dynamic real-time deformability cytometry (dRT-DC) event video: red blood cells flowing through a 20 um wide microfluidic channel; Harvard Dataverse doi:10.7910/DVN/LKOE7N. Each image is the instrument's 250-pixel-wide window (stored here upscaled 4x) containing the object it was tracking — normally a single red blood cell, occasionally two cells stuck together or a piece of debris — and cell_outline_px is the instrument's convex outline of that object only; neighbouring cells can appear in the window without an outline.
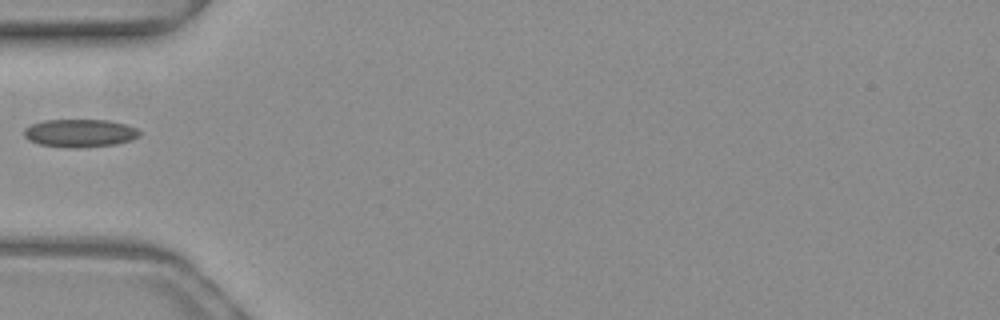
{"species": "common noctule bat (a hibernating species)", "species_latin": "Nyctalus noctula", "temperature_condition": "warm", "stored_images_in_passage": 35, "camera_frame_rate_fps": 3000, "um_per_image_px": 0.085, "animal": {"sex": "female", "body_mass_g": 19.3, "forearm_length_mm": 54.1}, "frame": {"image": 1, "passage_image": 1, "time_ms": 0.0, "image_size_px": [1000, 320], "cell_outline_px": [[140, 136], [132, 140], [116, 144], [76, 148], [68, 148], [40, 144], [28, 140], [24, 136], [24, 128], [32, 124], [44, 120], [108, 120], [128, 124], [136, 128], [140, 132]], "centroid_in_image_um": [6.81, 11.31], "position_along_channel_um": 78.2, "area_um2": 18.96}}
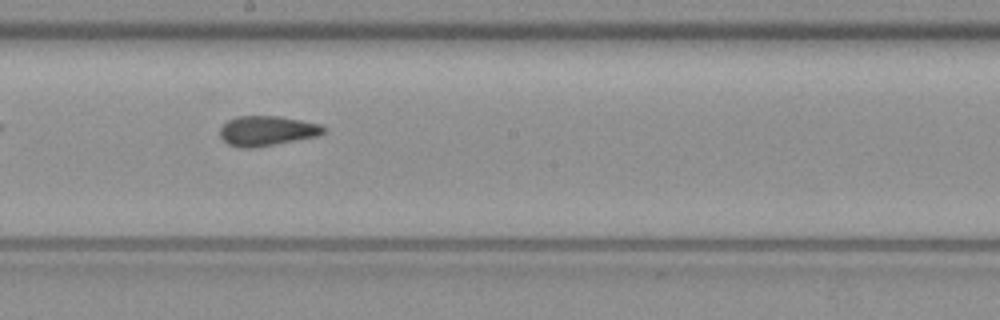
{"frame": {"image": 2, "passage_image": 12, "time_ms": 3.667, "image_size_px": [1000, 320], "cell_outline_px": [[328, 132], [320, 136], [252, 148], [240, 148], [228, 144], [220, 136], [220, 128], [228, 120], [236, 116], [280, 116], [320, 124], [328, 128]], "centroid_in_image_um": [22.75, 11.12], "position_along_channel_um": 225.5, "area_um2": 18.26}}
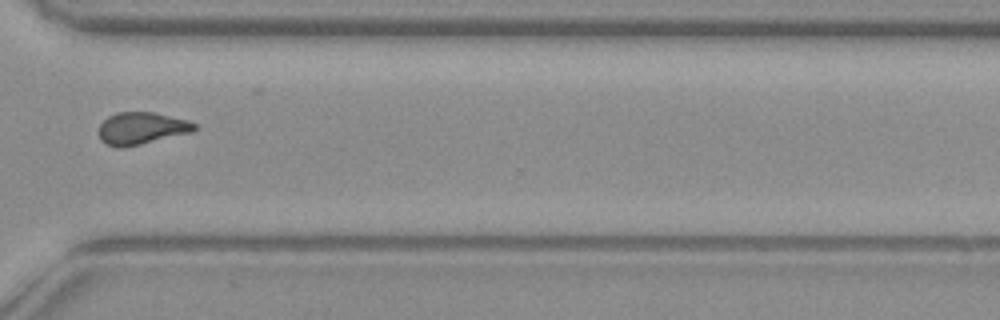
{"frame": {"image": 3, "passage_image": 22, "time_ms": 7.0, "image_size_px": [1000, 320], "cell_outline_px": [[200, 128], [192, 132], [124, 148], [116, 148], [104, 144], [100, 140], [100, 124], [108, 116], [116, 112], [156, 112], [188, 120], [196, 124]], "centroid_in_image_um": [12.04, 10.91], "position_along_channel_um": 358.6, "area_um2": 18.21}}